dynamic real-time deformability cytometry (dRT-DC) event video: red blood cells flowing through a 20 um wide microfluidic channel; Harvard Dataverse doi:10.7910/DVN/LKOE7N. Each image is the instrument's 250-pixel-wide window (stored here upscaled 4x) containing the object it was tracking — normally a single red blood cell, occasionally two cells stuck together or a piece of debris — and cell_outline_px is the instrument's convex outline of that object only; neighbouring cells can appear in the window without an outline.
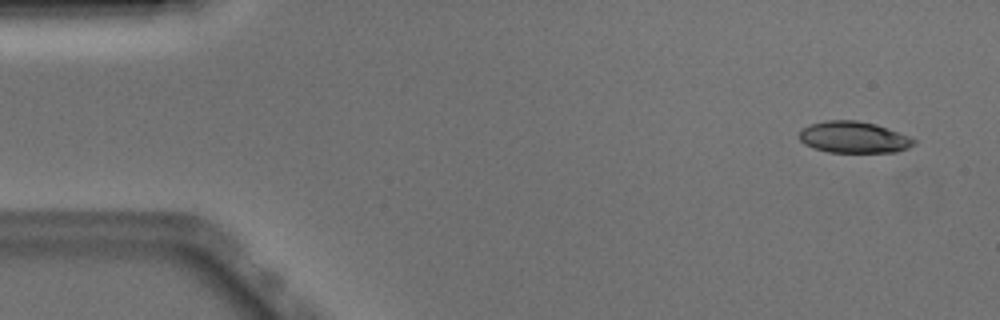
{"species": "Egyptian fruit bat (a non-hibernating species)", "species_latin": "Rousettus aegyptiacus", "temperature_condition": "warm", "stored_images_in_passage": 51, "camera_frame_rate_fps": 3000, "um_per_image_px": 0.085, "animal": {"sex": "male"}, "frame": {"image": 1, "passage_image": 3, "time_ms": 0.667, "image_size_px": [1000, 320], "cell_outline_px": [[916, 144], [908, 148], [896, 152], [828, 152], [804, 144], [796, 136], [804, 128], [812, 124], [824, 120], [856, 120], [876, 124], [888, 128], [908, 136], [916, 140]], "centroid_in_image_um": [72.57, 11.66], "position_along_channel_um": 12.4, "area_um2": 21.04}}
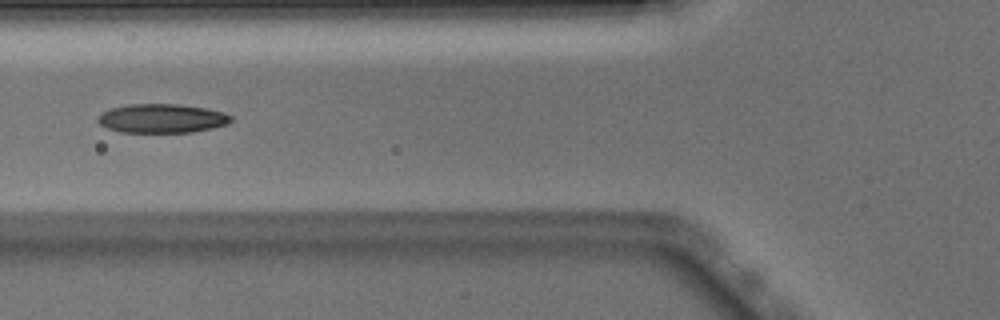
{"frame": {"image": 2, "passage_image": 19, "time_ms": 6.0, "image_size_px": [1000, 320], "cell_outline_px": [[232, 120], [228, 124], [212, 128], [192, 132], [120, 132], [108, 128], [100, 124], [96, 120], [100, 112], [112, 108], [128, 104], [180, 104], [208, 108], [224, 112], [232, 116]], "centroid_in_image_um": [13.77, 10.06], "position_along_channel_um": 112.0, "area_um2": 22.66}}
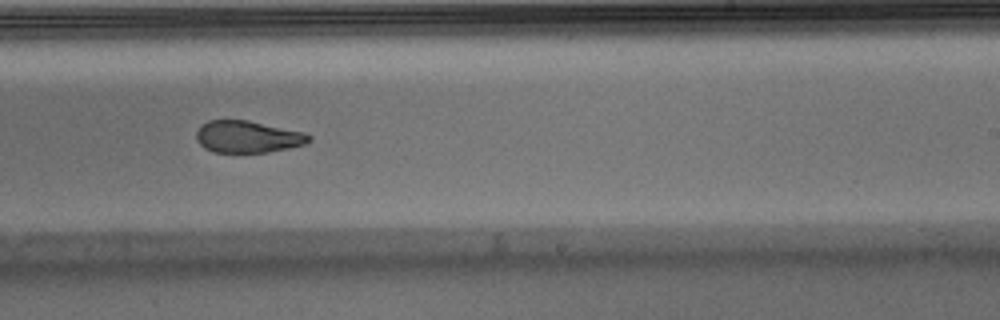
{"frame": {"image": 3, "passage_image": 31, "time_ms": 10.0, "image_size_px": [1000, 320], "cell_outline_px": [[312, 140], [304, 144], [288, 148], [268, 152], [212, 152], [204, 148], [196, 140], [196, 132], [200, 124], [208, 120], [248, 120], [304, 132], [312, 136]], "centroid_in_image_um": [21.03, 11.62], "position_along_channel_um": 268.0, "area_um2": 21.1}, "authors_computed_cell_mechanics": {"area_um2": 22.542, "velocity_mm_per_s": 3.9017, "shape_relaxation_time_tau1_ms": 6.0658, "shape_relaxation_time_tau2_ms": 2.5475, "deformation_change_tau1": 0.1997, "deformation_change_tau2": 0.0831}}